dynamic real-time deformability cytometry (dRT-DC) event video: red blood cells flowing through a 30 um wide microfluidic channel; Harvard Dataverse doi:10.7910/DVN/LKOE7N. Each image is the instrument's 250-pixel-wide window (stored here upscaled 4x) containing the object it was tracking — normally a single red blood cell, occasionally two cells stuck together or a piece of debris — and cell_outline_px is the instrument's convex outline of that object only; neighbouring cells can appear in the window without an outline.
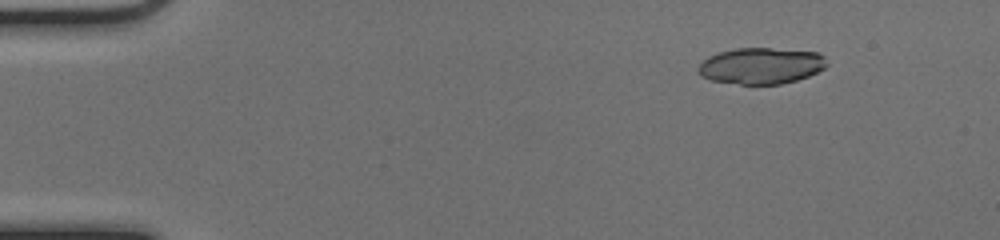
{"species": "common noctule bat (a hibernating species)", "species_latin": "Nyctalus noctula", "temperature_condition": "cold", "stored_images_in_passage": 45, "camera_frame_rate_fps": 3000, "um_per_image_px": 0.085, "animal": {"sex": "female", "body_mass_g": 17.0, "forearm_length_mm": 48.0}, "frame": {"image": 1, "passage_image": 1, "time_ms": 0.0, "image_size_px": [1000, 240], "cell_outline_px": [[828, 64], [824, 68], [808, 76], [796, 80], [780, 84], [740, 84], [712, 80], [704, 76], [696, 68], [708, 56], [720, 52], [736, 48], [772, 48], [820, 52], [824, 56]], "centroid_in_image_um": [64.73, 5.58], "position_along_channel_um": 20.3, "area_um2": 27.05}}
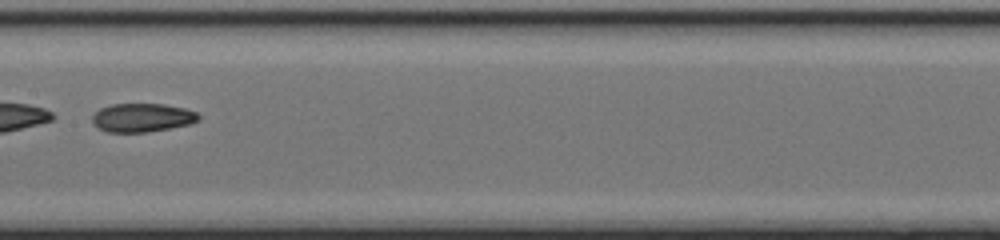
{"frame": {"image": 2, "passage_image": 22, "time_ms": 7.0, "image_size_px": [1000, 240], "cell_outline_px": [[200, 120], [188, 124], [148, 132], [108, 132], [92, 124], [92, 116], [100, 108], [112, 104], [164, 104], [184, 108], [196, 112], [200, 116]], "centroid_in_image_um": [12.08, 9.99], "position_along_channel_um": 195.3, "area_um2": 17.63}}
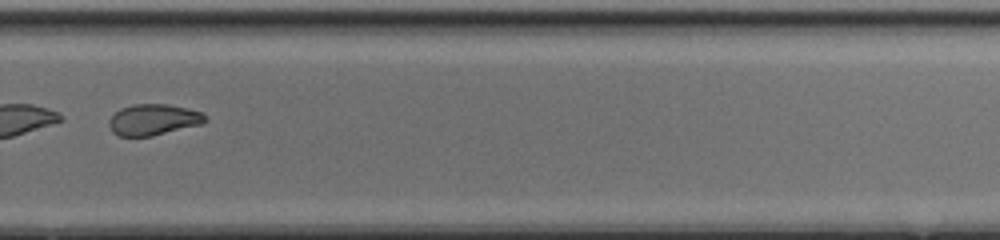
{"frame": {"image": 3, "passage_image": 31, "time_ms": 10.0, "image_size_px": [1000, 240], "cell_outline_px": [[208, 120], [200, 124], [152, 136], [120, 136], [112, 132], [108, 124], [108, 120], [120, 108], [132, 104], [168, 104], [200, 112]], "centroid_in_image_um": [12.98, 10.17], "position_along_channel_um": 316.8, "area_um2": 17.22}, "authors_computed_cell_mechanics": {"area_um2": 19.4786, "velocity_mm_per_s": 4.0536, "shape_relaxation_time_tau1_ms": null, "shape_relaxation_time_tau2_ms": 2.3807, "deformation_change_tau1": null, "deformation_change_tau2": 0.0736}}